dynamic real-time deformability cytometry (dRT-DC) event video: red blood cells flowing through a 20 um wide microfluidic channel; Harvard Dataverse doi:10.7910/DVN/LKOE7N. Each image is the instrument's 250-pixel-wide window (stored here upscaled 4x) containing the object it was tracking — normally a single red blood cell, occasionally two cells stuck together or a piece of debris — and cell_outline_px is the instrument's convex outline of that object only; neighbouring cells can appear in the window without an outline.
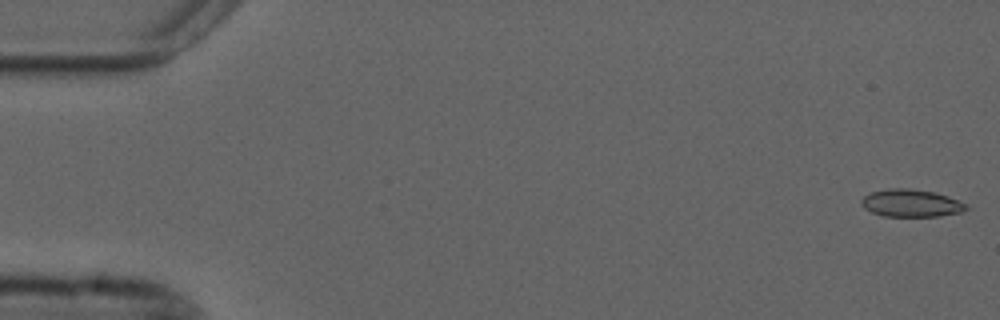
{"species": "common noctule bat (a hibernating species)", "species_latin": "Nyctalus noctula", "temperature_condition": "cold", "stored_images_in_passage": 55, "camera_frame_rate_fps": 3000, "um_per_image_px": 0.085, "animal": {"sex": "male", "forearm_length_mm": 52.5}, "frame": {"image": 1, "passage_image": 1, "time_ms": 0.0, "image_size_px": [1000, 320], "cell_outline_px": [[968, 208], [960, 212], [940, 216], [884, 216], [872, 212], [864, 208], [860, 204], [860, 200], [864, 196], [872, 192], [888, 188], [908, 188], [936, 192], [948, 196], [964, 204]], "centroid_in_image_um": [77.39, 17.26], "position_along_channel_um": 7.6, "area_um2": 16.7}}
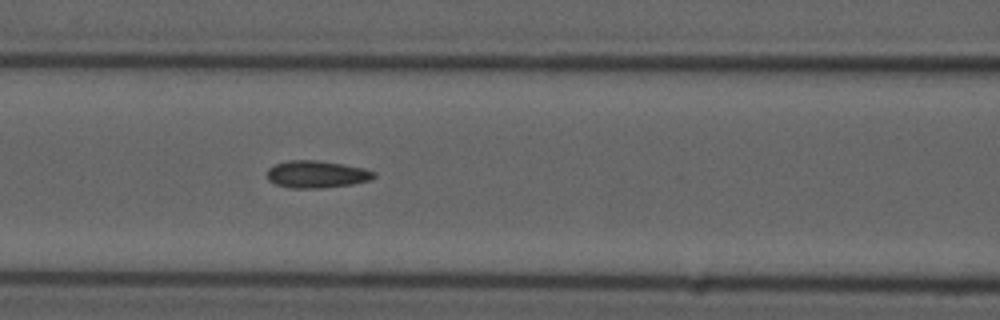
{"frame": {"image": 2, "passage_image": 23, "time_ms": 7.333, "image_size_px": [1000, 320], "cell_outline_px": [[376, 176], [368, 180], [352, 184], [320, 188], [288, 188], [276, 184], [268, 180], [268, 168], [276, 164], [288, 160], [316, 160], [364, 168], [376, 172]], "centroid_in_image_um": [26.9, 14.81], "position_along_channel_um": 139.7, "area_um2": 16.82}}
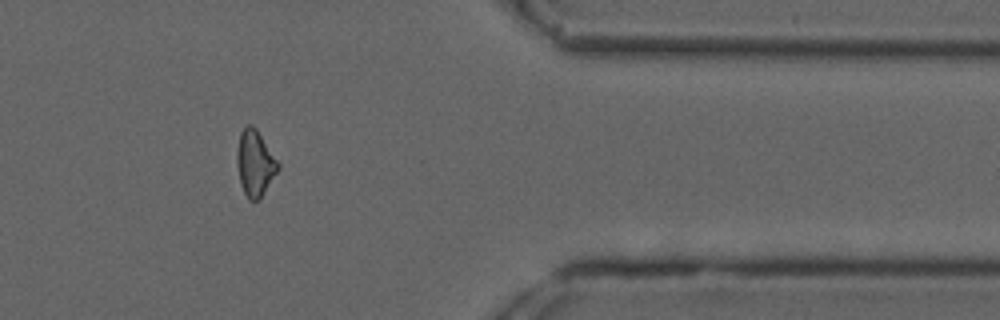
{"frame": {"image": 3, "passage_image": 45, "time_ms": 14.667, "image_size_px": [1000, 320], "cell_outline_px": [[280, 168], [260, 200], [248, 200], [244, 192], [240, 180], [236, 164], [236, 152], [240, 132], [248, 124], [252, 124], [256, 128], [280, 164]], "centroid_in_image_um": [21.68, 13.88], "position_along_channel_um": 389.7, "area_um2": 15.9}, "authors_computed_cell_mechanics": {"area_um2": 16.2996, "velocity_mm_per_s": 3.7143, "shape_relaxation_time_tau1_ms": null, "shape_relaxation_time_tau2_ms": 3.6801, "deformation_change_tau1": null, "deformation_change_tau2": 0.1029}}